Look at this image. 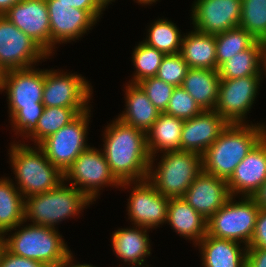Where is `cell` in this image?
I'll use <instances>...</instances> for the list:
<instances>
[{
    "label": "cell",
    "instance_id": "cell-1",
    "mask_svg": "<svg viewBox=\"0 0 266 267\" xmlns=\"http://www.w3.org/2000/svg\"><path fill=\"white\" fill-rule=\"evenodd\" d=\"M111 122L104 128L101 147L111 173L120 183L147 179L151 157L146 133L118 118Z\"/></svg>",
    "mask_w": 266,
    "mask_h": 267
},
{
    "label": "cell",
    "instance_id": "cell-2",
    "mask_svg": "<svg viewBox=\"0 0 266 267\" xmlns=\"http://www.w3.org/2000/svg\"><path fill=\"white\" fill-rule=\"evenodd\" d=\"M265 135L264 122L229 124L202 155L203 171L228 180L235 168Z\"/></svg>",
    "mask_w": 266,
    "mask_h": 267
},
{
    "label": "cell",
    "instance_id": "cell-3",
    "mask_svg": "<svg viewBox=\"0 0 266 267\" xmlns=\"http://www.w3.org/2000/svg\"><path fill=\"white\" fill-rule=\"evenodd\" d=\"M10 143L9 160L15 175L13 184L24 198L45 193L58 187L64 181V173L54 166L38 146L21 143V140Z\"/></svg>",
    "mask_w": 266,
    "mask_h": 267
},
{
    "label": "cell",
    "instance_id": "cell-4",
    "mask_svg": "<svg viewBox=\"0 0 266 267\" xmlns=\"http://www.w3.org/2000/svg\"><path fill=\"white\" fill-rule=\"evenodd\" d=\"M3 241L11 253L44 263L48 267L56 266L72 252L57 229L31 223L27 225L25 220L7 231Z\"/></svg>",
    "mask_w": 266,
    "mask_h": 267
},
{
    "label": "cell",
    "instance_id": "cell-5",
    "mask_svg": "<svg viewBox=\"0 0 266 267\" xmlns=\"http://www.w3.org/2000/svg\"><path fill=\"white\" fill-rule=\"evenodd\" d=\"M93 202L74 186L63 181L58 187L25 198L24 220L31 224L58 229L66 219L80 217ZM88 206V207H87Z\"/></svg>",
    "mask_w": 266,
    "mask_h": 267
},
{
    "label": "cell",
    "instance_id": "cell-6",
    "mask_svg": "<svg viewBox=\"0 0 266 267\" xmlns=\"http://www.w3.org/2000/svg\"><path fill=\"white\" fill-rule=\"evenodd\" d=\"M160 156L157 165L154 162L158 158L150 159L147 180L167 198H182L194 179L203 171L202 155L177 150L162 153Z\"/></svg>",
    "mask_w": 266,
    "mask_h": 267
},
{
    "label": "cell",
    "instance_id": "cell-7",
    "mask_svg": "<svg viewBox=\"0 0 266 267\" xmlns=\"http://www.w3.org/2000/svg\"><path fill=\"white\" fill-rule=\"evenodd\" d=\"M260 208L250 197H231L207 220V234L248 247Z\"/></svg>",
    "mask_w": 266,
    "mask_h": 267
},
{
    "label": "cell",
    "instance_id": "cell-8",
    "mask_svg": "<svg viewBox=\"0 0 266 267\" xmlns=\"http://www.w3.org/2000/svg\"><path fill=\"white\" fill-rule=\"evenodd\" d=\"M64 181L85 194L93 203L103 188H120V182L111 173L103 150L89 147L83 151L64 173Z\"/></svg>",
    "mask_w": 266,
    "mask_h": 267
},
{
    "label": "cell",
    "instance_id": "cell-9",
    "mask_svg": "<svg viewBox=\"0 0 266 267\" xmlns=\"http://www.w3.org/2000/svg\"><path fill=\"white\" fill-rule=\"evenodd\" d=\"M57 70L45 69L42 97L44 107L74 108L79 114L89 110L93 97V86L89 84L90 81L77 72Z\"/></svg>",
    "mask_w": 266,
    "mask_h": 267
},
{
    "label": "cell",
    "instance_id": "cell-10",
    "mask_svg": "<svg viewBox=\"0 0 266 267\" xmlns=\"http://www.w3.org/2000/svg\"><path fill=\"white\" fill-rule=\"evenodd\" d=\"M90 117L91 108L80 113L73 121L38 145L47 159L63 173L83 151L91 146L87 143Z\"/></svg>",
    "mask_w": 266,
    "mask_h": 267
},
{
    "label": "cell",
    "instance_id": "cell-11",
    "mask_svg": "<svg viewBox=\"0 0 266 267\" xmlns=\"http://www.w3.org/2000/svg\"><path fill=\"white\" fill-rule=\"evenodd\" d=\"M50 19V57L57 44L79 40L99 22L103 10H82L57 0H46ZM55 49V50H54Z\"/></svg>",
    "mask_w": 266,
    "mask_h": 267
},
{
    "label": "cell",
    "instance_id": "cell-12",
    "mask_svg": "<svg viewBox=\"0 0 266 267\" xmlns=\"http://www.w3.org/2000/svg\"><path fill=\"white\" fill-rule=\"evenodd\" d=\"M130 189L127 199V215L132 225L147 229H157L167 221L169 199L159 193L147 180L127 181L120 184L121 188Z\"/></svg>",
    "mask_w": 266,
    "mask_h": 267
},
{
    "label": "cell",
    "instance_id": "cell-13",
    "mask_svg": "<svg viewBox=\"0 0 266 267\" xmlns=\"http://www.w3.org/2000/svg\"><path fill=\"white\" fill-rule=\"evenodd\" d=\"M263 75L221 79L217 111L229 124H249L247 115L255 104Z\"/></svg>",
    "mask_w": 266,
    "mask_h": 267
},
{
    "label": "cell",
    "instance_id": "cell-14",
    "mask_svg": "<svg viewBox=\"0 0 266 267\" xmlns=\"http://www.w3.org/2000/svg\"><path fill=\"white\" fill-rule=\"evenodd\" d=\"M49 57L33 39L0 16V65L5 71L34 67Z\"/></svg>",
    "mask_w": 266,
    "mask_h": 267
},
{
    "label": "cell",
    "instance_id": "cell-15",
    "mask_svg": "<svg viewBox=\"0 0 266 267\" xmlns=\"http://www.w3.org/2000/svg\"><path fill=\"white\" fill-rule=\"evenodd\" d=\"M44 82L45 69L35 66L6 71L0 92L7 94L9 118L19 109L45 108L42 104Z\"/></svg>",
    "mask_w": 266,
    "mask_h": 267
},
{
    "label": "cell",
    "instance_id": "cell-16",
    "mask_svg": "<svg viewBox=\"0 0 266 267\" xmlns=\"http://www.w3.org/2000/svg\"><path fill=\"white\" fill-rule=\"evenodd\" d=\"M242 0H194L191 8L192 27L216 35L239 27Z\"/></svg>",
    "mask_w": 266,
    "mask_h": 267
},
{
    "label": "cell",
    "instance_id": "cell-17",
    "mask_svg": "<svg viewBox=\"0 0 266 267\" xmlns=\"http://www.w3.org/2000/svg\"><path fill=\"white\" fill-rule=\"evenodd\" d=\"M4 16L50 56V19L46 0H21Z\"/></svg>",
    "mask_w": 266,
    "mask_h": 267
},
{
    "label": "cell",
    "instance_id": "cell-18",
    "mask_svg": "<svg viewBox=\"0 0 266 267\" xmlns=\"http://www.w3.org/2000/svg\"><path fill=\"white\" fill-rule=\"evenodd\" d=\"M228 125L215 110H203L197 116L184 120L181 150L203 155Z\"/></svg>",
    "mask_w": 266,
    "mask_h": 267
},
{
    "label": "cell",
    "instance_id": "cell-19",
    "mask_svg": "<svg viewBox=\"0 0 266 267\" xmlns=\"http://www.w3.org/2000/svg\"><path fill=\"white\" fill-rule=\"evenodd\" d=\"M231 197L227 180L202 171L182 198L208 220Z\"/></svg>",
    "mask_w": 266,
    "mask_h": 267
},
{
    "label": "cell",
    "instance_id": "cell-20",
    "mask_svg": "<svg viewBox=\"0 0 266 267\" xmlns=\"http://www.w3.org/2000/svg\"><path fill=\"white\" fill-rule=\"evenodd\" d=\"M266 180V135L235 168L227 185L233 197H251Z\"/></svg>",
    "mask_w": 266,
    "mask_h": 267
},
{
    "label": "cell",
    "instance_id": "cell-21",
    "mask_svg": "<svg viewBox=\"0 0 266 267\" xmlns=\"http://www.w3.org/2000/svg\"><path fill=\"white\" fill-rule=\"evenodd\" d=\"M149 229L140 226H131L128 228H118L113 232L111 245L113 254L125 265L145 264L146 257L152 253L151 239H149Z\"/></svg>",
    "mask_w": 266,
    "mask_h": 267
},
{
    "label": "cell",
    "instance_id": "cell-22",
    "mask_svg": "<svg viewBox=\"0 0 266 267\" xmlns=\"http://www.w3.org/2000/svg\"><path fill=\"white\" fill-rule=\"evenodd\" d=\"M241 244L206 234L195 247L201 254L202 267H246L247 247Z\"/></svg>",
    "mask_w": 266,
    "mask_h": 267
},
{
    "label": "cell",
    "instance_id": "cell-23",
    "mask_svg": "<svg viewBox=\"0 0 266 267\" xmlns=\"http://www.w3.org/2000/svg\"><path fill=\"white\" fill-rule=\"evenodd\" d=\"M165 224L195 246L207 234V220L183 198H170Z\"/></svg>",
    "mask_w": 266,
    "mask_h": 267
},
{
    "label": "cell",
    "instance_id": "cell-24",
    "mask_svg": "<svg viewBox=\"0 0 266 267\" xmlns=\"http://www.w3.org/2000/svg\"><path fill=\"white\" fill-rule=\"evenodd\" d=\"M124 89L126 108L118 114L117 118L146 133L157 120L160 112L138 84L126 83Z\"/></svg>",
    "mask_w": 266,
    "mask_h": 267
},
{
    "label": "cell",
    "instance_id": "cell-25",
    "mask_svg": "<svg viewBox=\"0 0 266 267\" xmlns=\"http://www.w3.org/2000/svg\"><path fill=\"white\" fill-rule=\"evenodd\" d=\"M183 124L184 120L160 112L157 120L146 132V144L151 158H156L159 152L161 154L181 150Z\"/></svg>",
    "mask_w": 266,
    "mask_h": 267
},
{
    "label": "cell",
    "instance_id": "cell-26",
    "mask_svg": "<svg viewBox=\"0 0 266 267\" xmlns=\"http://www.w3.org/2000/svg\"><path fill=\"white\" fill-rule=\"evenodd\" d=\"M220 82L218 70L189 68L181 87L203 110H215Z\"/></svg>",
    "mask_w": 266,
    "mask_h": 267
},
{
    "label": "cell",
    "instance_id": "cell-27",
    "mask_svg": "<svg viewBox=\"0 0 266 267\" xmlns=\"http://www.w3.org/2000/svg\"><path fill=\"white\" fill-rule=\"evenodd\" d=\"M180 54L189 68L217 70L215 35L195 29L184 33Z\"/></svg>",
    "mask_w": 266,
    "mask_h": 267
},
{
    "label": "cell",
    "instance_id": "cell-28",
    "mask_svg": "<svg viewBox=\"0 0 266 267\" xmlns=\"http://www.w3.org/2000/svg\"><path fill=\"white\" fill-rule=\"evenodd\" d=\"M266 43L257 40L251 47L236 53L218 69L221 79H236L251 75H262L263 56Z\"/></svg>",
    "mask_w": 266,
    "mask_h": 267
},
{
    "label": "cell",
    "instance_id": "cell-29",
    "mask_svg": "<svg viewBox=\"0 0 266 267\" xmlns=\"http://www.w3.org/2000/svg\"><path fill=\"white\" fill-rule=\"evenodd\" d=\"M25 198L9 177L0 178V235L24 221Z\"/></svg>",
    "mask_w": 266,
    "mask_h": 267
},
{
    "label": "cell",
    "instance_id": "cell-30",
    "mask_svg": "<svg viewBox=\"0 0 266 267\" xmlns=\"http://www.w3.org/2000/svg\"><path fill=\"white\" fill-rule=\"evenodd\" d=\"M176 23L167 18L155 19L147 29L146 38L142 42L167 54L180 53L184 35Z\"/></svg>",
    "mask_w": 266,
    "mask_h": 267
},
{
    "label": "cell",
    "instance_id": "cell-31",
    "mask_svg": "<svg viewBox=\"0 0 266 267\" xmlns=\"http://www.w3.org/2000/svg\"><path fill=\"white\" fill-rule=\"evenodd\" d=\"M79 113L74 108L45 107L43 114L37 122L36 129L25 139L39 145L48 136L56 133L66 124L73 121Z\"/></svg>",
    "mask_w": 266,
    "mask_h": 267
},
{
    "label": "cell",
    "instance_id": "cell-32",
    "mask_svg": "<svg viewBox=\"0 0 266 267\" xmlns=\"http://www.w3.org/2000/svg\"><path fill=\"white\" fill-rule=\"evenodd\" d=\"M257 39L241 27L215 35L217 70L236 53L251 47Z\"/></svg>",
    "mask_w": 266,
    "mask_h": 267
},
{
    "label": "cell",
    "instance_id": "cell-33",
    "mask_svg": "<svg viewBox=\"0 0 266 267\" xmlns=\"http://www.w3.org/2000/svg\"><path fill=\"white\" fill-rule=\"evenodd\" d=\"M132 52L131 61L135 71L128 83L137 84L145 78L156 76L165 54L142 41L136 44Z\"/></svg>",
    "mask_w": 266,
    "mask_h": 267
},
{
    "label": "cell",
    "instance_id": "cell-34",
    "mask_svg": "<svg viewBox=\"0 0 266 267\" xmlns=\"http://www.w3.org/2000/svg\"><path fill=\"white\" fill-rule=\"evenodd\" d=\"M239 27L266 43V0H242Z\"/></svg>",
    "mask_w": 266,
    "mask_h": 267
},
{
    "label": "cell",
    "instance_id": "cell-35",
    "mask_svg": "<svg viewBox=\"0 0 266 267\" xmlns=\"http://www.w3.org/2000/svg\"><path fill=\"white\" fill-rule=\"evenodd\" d=\"M203 109L181 86L175 87L165 113L181 120H189L201 113Z\"/></svg>",
    "mask_w": 266,
    "mask_h": 267
},
{
    "label": "cell",
    "instance_id": "cell-36",
    "mask_svg": "<svg viewBox=\"0 0 266 267\" xmlns=\"http://www.w3.org/2000/svg\"><path fill=\"white\" fill-rule=\"evenodd\" d=\"M188 69L189 66L180 53L167 54L161 61L156 77L174 87H179L182 86Z\"/></svg>",
    "mask_w": 266,
    "mask_h": 267
},
{
    "label": "cell",
    "instance_id": "cell-37",
    "mask_svg": "<svg viewBox=\"0 0 266 267\" xmlns=\"http://www.w3.org/2000/svg\"><path fill=\"white\" fill-rule=\"evenodd\" d=\"M159 112H165L174 86L158 77H148L137 83Z\"/></svg>",
    "mask_w": 266,
    "mask_h": 267
},
{
    "label": "cell",
    "instance_id": "cell-38",
    "mask_svg": "<svg viewBox=\"0 0 266 267\" xmlns=\"http://www.w3.org/2000/svg\"><path fill=\"white\" fill-rule=\"evenodd\" d=\"M44 108L19 109L10 119L12 131L16 138L26 139L37 127V122L43 114Z\"/></svg>",
    "mask_w": 266,
    "mask_h": 267
},
{
    "label": "cell",
    "instance_id": "cell-39",
    "mask_svg": "<svg viewBox=\"0 0 266 267\" xmlns=\"http://www.w3.org/2000/svg\"><path fill=\"white\" fill-rule=\"evenodd\" d=\"M0 267H48L46 264L17 256L5 246L0 251Z\"/></svg>",
    "mask_w": 266,
    "mask_h": 267
},
{
    "label": "cell",
    "instance_id": "cell-40",
    "mask_svg": "<svg viewBox=\"0 0 266 267\" xmlns=\"http://www.w3.org/2000/svg\"><path fill=\"white\" fill-rule=\"evenodd\" d=\"M247 248L266 249V209H260L258 212L252 240Z\"/></svg>",
    "mask_w": 266,
    "mask_h": 267
},
{
    "label": "cell",
    "instance_id": "cell-41",
    "mask_svg": "<svg viewBox=\"0 0 266 267\" xmlns=\"http://www.w3.org/2000/svg\"><path fill=\"white\" fill-rule=\"evenodd\" d=\"M246 267H266V249L247 248Z\"/></svg>",
    "mask_w": 266,
    "mask_h": 267
},
{
    "label": "cell",
    "instance_id": "cell-42",
    "mask_svg": "<svg viewBox=\"0 0 266 267\" xmlns=\"http://www.w3.org/2000/svg\"><path fill=\"white\" fill-rule=\"evenodd\" d=\"M57 3H65L82 10H102L95 0H57Z\"/></svg>",
    "mask_w": 266,
    "mask_h": 267
},
{
    "label": "cell",
    "instance_id": "cell-43",
    "mask_svg": "<svg viewBox=\"0 0 266 267\" xmlns=\"http://www.w3.org/2000/svg\"><path fill=\"white\" fill-rule=\"evenodd\" d=\"M260 209H266V180L250 197Z\"/></svg>",
    "mask_w": 266,
    "mask_h": 267
},
{
    "label": "cell",
    "instance_id": "cell-44",
    "mask_svg": "<svg viewBox=\"0 0 266 267\" xmlns=\"http://www.w3.org/2000/svg\"><path fill=\"white\" fill-rule=\"evenodd\" d=\"M73 257H74V255L71 252L66 259H64L63 261H61L59 264H57L54 267H96V266H93L91 264H86V263H84V264H82V263L80 264L79 262L75 263L74 262L75 258H73Z\"/></svg>",
    "mask_w": 266,
    "mask_h": 267
},
{
    "label": "cell",
    "instance_id": "cell-45",
    "mask_svg": "<svg viewBox=\"0 0 266 267\" xmlns=\"http://www.w3.org/2000/svg\"><path fill=\"white\" fill-rule=\"evenodd\" d=\"M18 1L21 0H0V16L4 15Z\"/></svg>",
    "mask_w": 266,
    "mask_h": 267
},
{
    "label": "cell",
    "instance_id": "cell-46",
    "mask_svg": "<svg viewBox=\"0 0 266 267\" xmlns=\"http://www.w3.org/2000/svg\"><path fill=\"white\" fill-rule=\"evenodd\" d=\"M116 0H95L97 5L104 11L109 4H112V2H115ZM107 6V7H106Z\"/></svg>",
    "mask_w": 266,
    "mask_h": 267
},
{
    "label": "cell",
    "instance_id": "cell-47",
    "mask_svg": "<svg viewBox=\"0 0 266 267\" xmlns=\"http://www.w3.org/2000/svg\"><path fill=\"white\" fill-rule=\"evenodd\" d=\"M134 2L138 3V5H152L153 3H156L159 0H133Z\"/></svg>",
    "mask_w": 266,
    "mask_h": 267
},
{
    "label": "cell",
    "instance_id": "cell-48",
    "mask_svg": "<svg viewBox=\"0 0 266 267\" xmlns=\"http://www.w3.org/2000/svg\"><path fill=\"white\" fill-rule=\"evenodd\" d=\"M6 75V71L3 69V67L0 65V85L4 80V77Z\"/></svg>",
    "mask_w": 266,
    "mask_h": 267
},
{
    "label": "cell",
    "instance_id": "cell-49",
    "mask_svg": "<svg viewBox=\"0 0 266 267\" xmlns=\"http://www.w3.org/2000/svg\"><path fill=\"white\" fill-rule=\"evenodd\" d=\"M262 70L264 71V72H262V75H265V77H266V50H265L264 56H263V67H262Z\"/></svg>",
    "mask_w": 266,
    "mask_h": 267
},
{
    "label": "cell",
    "instance_id": "cell-50",
    "mask_svg": "<svg viewBox=\"0 0 266 267\" xmlns=\"http://www.w3.org/2000/svg\"><path fill=\"white\" fill-rule=\"evenodd\" d=\"M3 246H4L3 236L0 235V251L3 248Z\"/></svg>",
    "mask_w": 266,
    "mask_h": 267
},
{
    "label": "cell",
    "instance_id": "cell-51",
    "mask_svg": "<svg viewBox=\"0 0 266 267\" xmlns=\"http://www.w3.org/2000/svg\"><path fill=\"white\" fill-rule=\"evenodd\" d=\"M145 265V266H144ZM149 267V265L148 264H141V265H132V266H130V267Z\"/></svg>",
    "mask_w": 266,
    "mask_h": 267
}]
</instances>
